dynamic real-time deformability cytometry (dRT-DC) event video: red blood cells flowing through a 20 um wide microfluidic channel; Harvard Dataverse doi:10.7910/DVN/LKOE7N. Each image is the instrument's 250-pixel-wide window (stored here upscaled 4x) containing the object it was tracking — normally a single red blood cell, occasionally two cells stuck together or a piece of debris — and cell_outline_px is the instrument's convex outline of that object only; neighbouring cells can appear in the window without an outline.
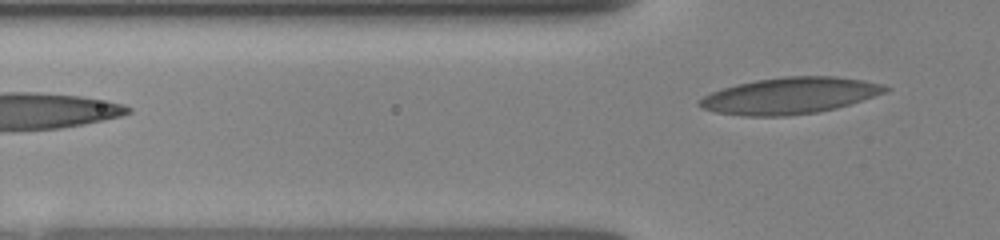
{"species": "human", "species_latin": "Homo sapiens", "temperature_condition": "room temperature", "stored_images_in_passage": 9, "camera_frame_rate_fps": 3000, "um_per_image_px": 0.085, "donor": {"sex": "female"}, "frame": {"image": 1, "passage_image": 9, "time_ms": 4.0, "image_size_px": [1000, 240], "cell_outline_px": [[892, 88], [884, 92], [836, 108], [816, 112], [784, 116], [744, 116], [716, 112], [700, 108], [696, 104], [696, 100], [712, 92], [736, 84], [756, 80], [784, 76], [836, 76], [864, 80], [884, 84]], "centroid_in_image_um": [67.09, 8.13], "position_along_channel_um": 58.7, "area_um2": 39.36}}